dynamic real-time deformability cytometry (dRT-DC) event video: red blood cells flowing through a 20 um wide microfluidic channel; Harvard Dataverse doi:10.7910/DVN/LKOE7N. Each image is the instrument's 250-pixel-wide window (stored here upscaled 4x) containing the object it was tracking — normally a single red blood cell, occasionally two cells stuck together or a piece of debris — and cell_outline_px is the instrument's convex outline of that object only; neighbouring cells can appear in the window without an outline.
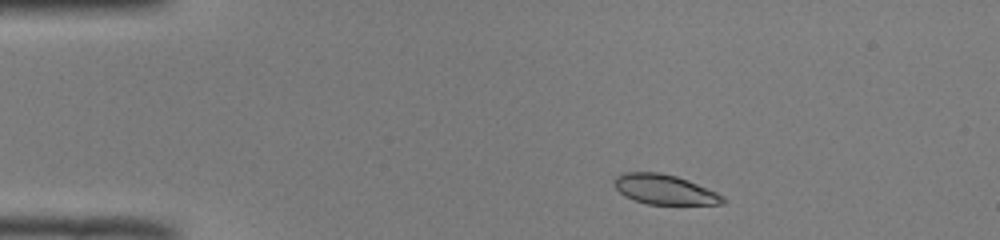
{"species": "common noctule bat (a hibernating species)", "species_latin": "Nyctalus noctula", "temperature_condition": "room temperature", "stored_images_in_passage": 44, "camera_frame_rate_fps": 3000, "um_per_image_px": 0.085, "animal": {"sex": "male", "body_mass_g": 19.0, "forearm_length_mm": 50.8}, "frame": {"image": 1, "passage_image": 2, "time_ms": 0.333, "image_size_px": [1000, 240], "cell_outline_px": [[728, 200], [724, 204], [648, 204], [624, 196], [612, 184], [612, 180], [616, 176], [624, 172], [656, 172], [676, 176], [688, 180], [716, 192], [724, 196]], "centroid_in_image_um": [56.48, 16.1], "position_along_channel_um": 28.5, "area_um2": 18.9}}
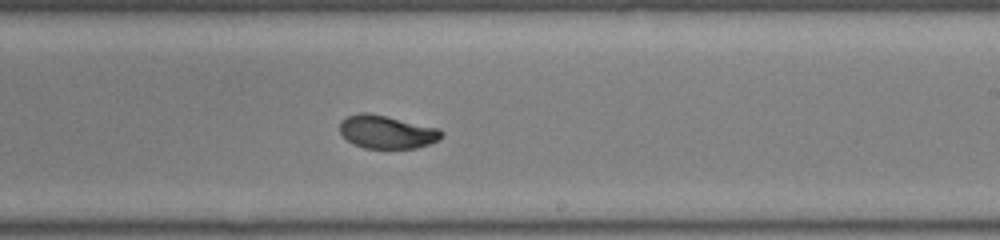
{"frame": {"image": 2, "passage_image": 24, "time_ms": 7.667, "image_size_px": [1000, 240], "cell_outline_px": [[444, 136], [428, 144], [416, 148], [364, 148], [352, 144], [340, 132], [340, 120], [348, 116], [360, 112], [368, 112], [440, 128], [444, 132]], "centroid_in_image_um": [32.88, 11.21], "position_along_channel_um": 256.1, "area_um2": 19.71}}
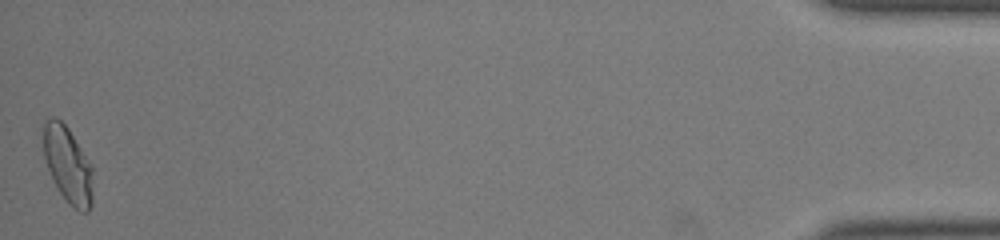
{"frame": {"image": 3, "passage_image": 44, "time_ms": 14.333, "image_size_px": [1000, 240], "cell_outline_px": [[92, 204], [88, 212], [80, 212], [68, 204], [60, 192], [48, 168], [44, 156], [44, 120], [48, 116], [56, 116], [68, 128], [92, 168]], "centroid_in_image_um": [5.76, 14.01], "position_along_channel_um": 429.4, "area_um2": 21.68}, "authors_computed_cell_mechanics": {"area_um2": 20.2011, "velocity_mm_per_s": 3.9733, "shape_relaxation_time_tau1_ms": 4.6502, "shape_relaxation_time_tau2_ms": 0.6371, "deformation_change_tau1": 0.1504, "deformation_change_tau2": 0.0278}}